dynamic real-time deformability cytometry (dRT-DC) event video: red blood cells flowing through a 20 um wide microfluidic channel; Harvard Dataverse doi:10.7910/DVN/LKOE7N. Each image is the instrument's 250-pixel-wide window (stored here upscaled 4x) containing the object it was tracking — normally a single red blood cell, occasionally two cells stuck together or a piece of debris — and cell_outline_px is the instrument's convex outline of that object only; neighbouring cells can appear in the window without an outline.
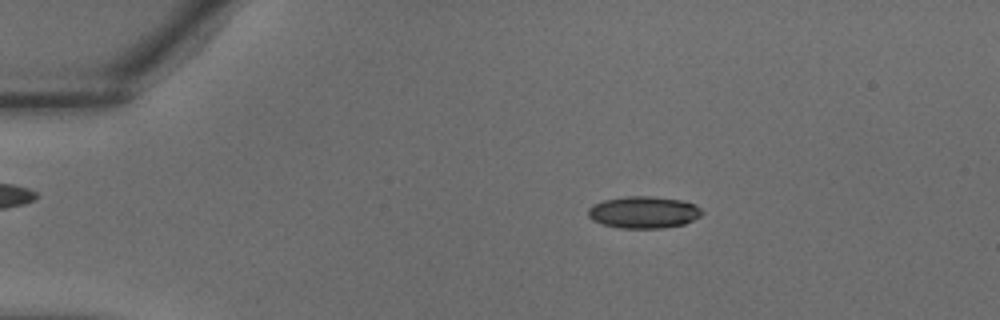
{"species": "common noctule bat (a hibernating species)", "species_latin": "Nyctalus noctula", "temperature_condition": "warm", "stored_images_in_passage": 34, "camera_frame_rate_fps": 3000, "um_per_image_px": 0.085, "animal": {"sex": "male", "body_mass_g": 18.8}, "frame": {"image": 1, "passage_image": 4, "time_ms": 1.0, "image_size_px": [1000, 320], "cell_outline_px": [[704, 212], [700, 216], [684, 224], [664, 228], [620, 228], [600, 224], [592, 220], [588, 216], [588, 208], [592, 204], [604, 200], [628, 196], [648, 196], [684, 200], [696, 204]], "centroid_in_image_um": [54.7, 18.04], "position_along_channel_um": 30.3, "area_um2": 21.39}}
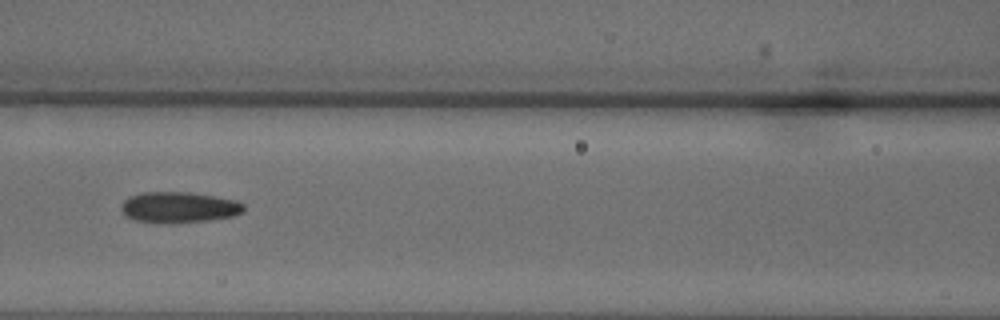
{"frame": {"image": 2, "passage_image": 14, "time_ms": 4.333, "image_size_px": [1000, 320], "cell_outline_px": [[244, 212], [232, 216], [208, 220], [168, 224], [156, 224], [136, 220], [124, 216], [120, 208], [124, 200], [128, 196], [140, 192], [188, 192], [236, 200], [244, 204]], "centroid_in_image_um": [15.15, 17.63], "position_along_channel_um": 151.5, "area_um2": 22.37}}
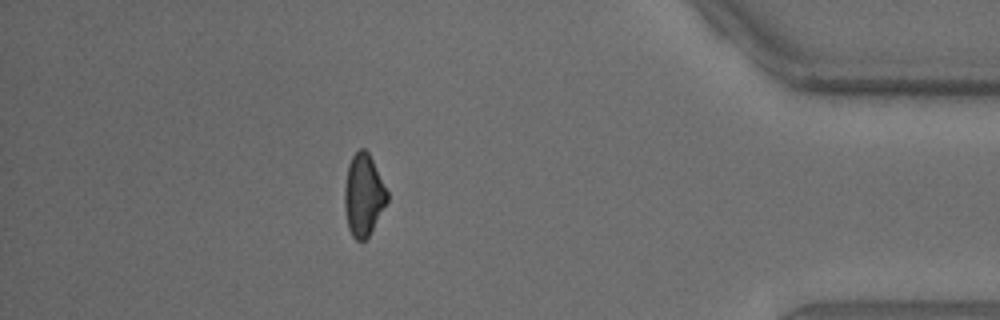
{"frame": {"image": 3, "passage_image": 30, "time_ms": 9.667, "image_size_px": [1000, 320], "cell_outline_px": [[388, 200], [368, 236], [364, 240], [356, 240], [352, 236], [348, 228], [344, 208], [344, 188], [348, 164], [352, 156], [360, 148], [364, 148], [368, 152], [388, 192]], "centroid_in_image_um": [30.87, 16.57], "position_along_channel_um": 404.3, "area_um2": 20.17}}